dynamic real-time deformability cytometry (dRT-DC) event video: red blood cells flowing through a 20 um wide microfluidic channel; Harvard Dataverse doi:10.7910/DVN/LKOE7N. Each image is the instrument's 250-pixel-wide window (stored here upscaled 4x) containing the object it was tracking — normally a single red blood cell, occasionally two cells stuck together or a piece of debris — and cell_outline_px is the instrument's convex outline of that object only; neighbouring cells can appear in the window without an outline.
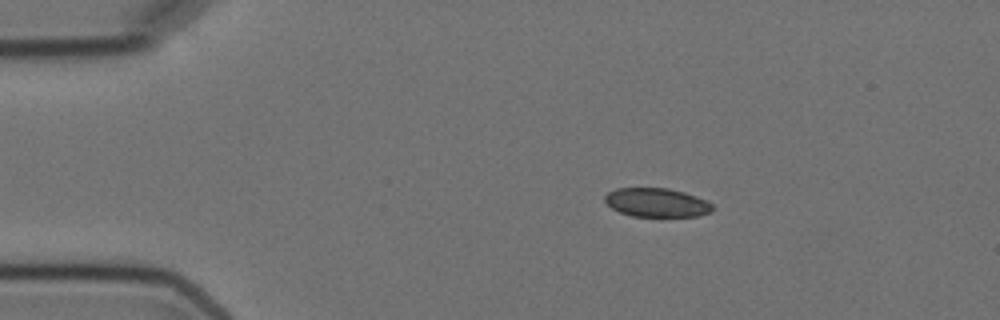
{"species": "Egyptian fruit bat (a non-hibernating species)", "species_latin": "Rousettus aegyptiacus", "temperature_condition": "cold", "stored_images_in_passage": 5, "camera_frame_rate_fps": 3000, "um_per_image_px": 0.085, "animal": {"sex": "female"}, "frame": {"image": 1, "passage_image": 2, "time_ms": 1.333, "image_size_px": [1000, 320], "cell_outline_px": [[712, 212], [696, 216], [632, 216], [620, 212], [612, 208], [604, 200], [604, 196], [608, 192], [616, 188], [668, 188], [684, 192], [696, 196], [712, 204]], "centroid_in_image_um": [55.8, 17.21], "position_along_channel_um": 29.2, "area_um2": 17.98}}
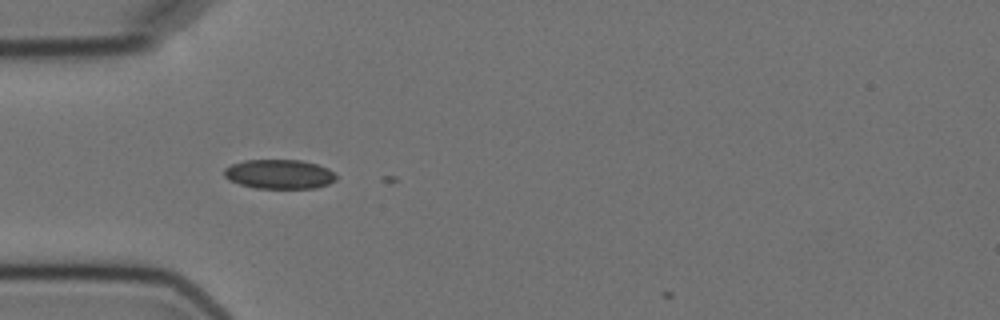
{"frame": {"image": 2, "passage_image": 4, "time_ms": 3.667, "image_size_px": [1000, 320], "cell_outline_px": [[336, 180], [328, 184], [316, 188], [256, 188], [240, 184], [228, 180], [224, 176], [224, 168], [232, 164], [244, 160], [300, 160], [316, 164], [328, 168], [336, 176]], "centroid_in_image_um": [23.72, 14.8], "position_along_channel_um": 61.3, "area_um2": 19.13}}